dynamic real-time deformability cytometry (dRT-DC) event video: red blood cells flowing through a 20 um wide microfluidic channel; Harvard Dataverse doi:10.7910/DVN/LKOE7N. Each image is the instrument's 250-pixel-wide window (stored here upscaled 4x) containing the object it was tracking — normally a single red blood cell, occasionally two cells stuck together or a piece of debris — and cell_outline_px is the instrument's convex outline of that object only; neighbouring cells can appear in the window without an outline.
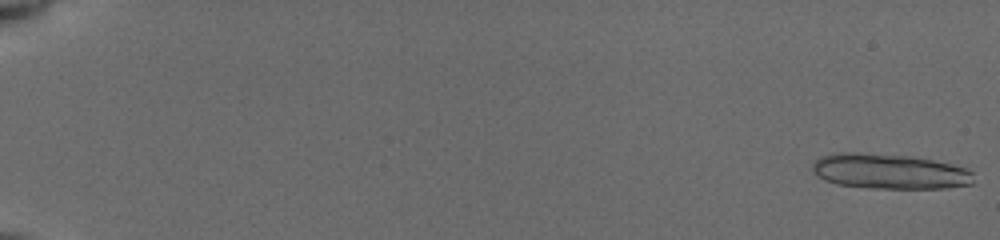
{"species": "common noctule bat (a hibernating species)", "species_latin": "Nyctalus noctula", "temperature_condition": "cold", "stored_images_in_passage": 12, "camera_frame_rate_fps": 3000, "um_per_image_px": 0.085, "animal": {"sex": "female", "body_mass_g": 19.5, "forearm_length_mm": 54.1}, "frame": {"image": 1, "passage_image": 1, "time_ms": 0.0, "image_size_px": [1000, 240], "cell_outline_px": [[972, 184], [944, 188], [868, 188], [836, 184], [824, 180], [812, 172], [812, 164], [820, 156], [840, 152], [856, 152], [908, 156], [932, 160], [952, 164], [968, 168], [972, 172]], "centroid_in_image_um": [75.57, 14.57], "position_along_channel_um": 9.4, "area_um2": 33.06}}